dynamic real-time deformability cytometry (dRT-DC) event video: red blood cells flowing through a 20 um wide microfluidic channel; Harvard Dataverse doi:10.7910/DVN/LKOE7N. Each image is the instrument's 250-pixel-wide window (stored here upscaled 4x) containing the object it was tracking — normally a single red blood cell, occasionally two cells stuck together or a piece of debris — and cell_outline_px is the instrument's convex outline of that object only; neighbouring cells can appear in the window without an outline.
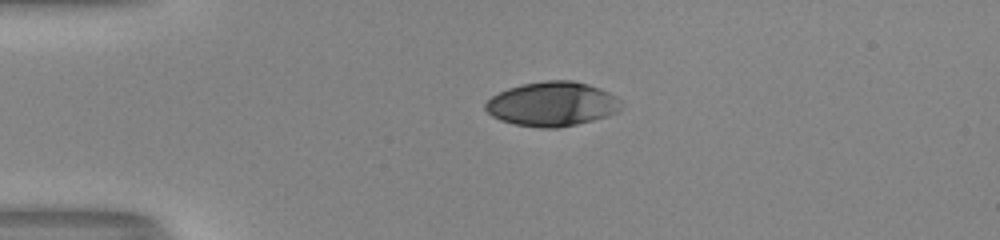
{"species": "human", "species_latin": "Homo sapiens", "temperature_condition": "room temperature", "stored_images_in_passage": 40, "camera_frame_rate_fps": 3000, "um_per_image_px": 0.085, "donor": {"sex": "male"}, "frame": {"image": 1, "passage_image": 1, "time_ms": 0.0, "image_size_px": [1000, 240], "cell_outline_px": [[624, 104], [620, 112], [608, 116], [576, 124], [556, 128], [540, 128], [516, 124], [500, 120], [492, 116], [484, 108], [484, 104], [492, 96], [508, 88], [520, 84], [544, 80], [572, 80], [588, 84], [600, 88], [616, 96]], "centroid_in_image_um": [46.97, 8.83], "position_along_channel_um": 38.0, "area_um2": 35.37}}
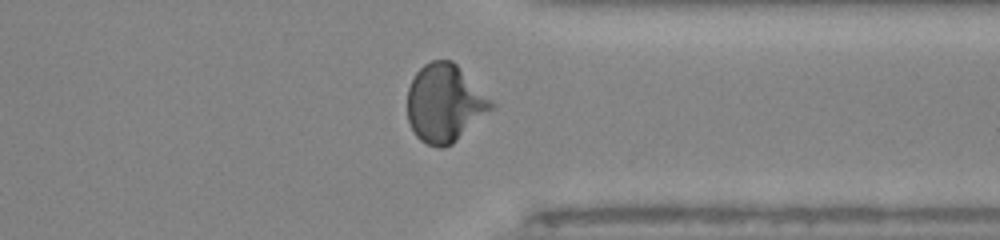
{"frame": {"image": 2, "passage_image": 29, "time_ms": 9.333, "image_size_px": [1000, 240], "cell_outline_px": [[496, 108], [452, 144], [444, 148], [436, 148], [420, 140], [416, 136], [408, 120], [408, 88], [416, 72], [424, 64], [432, 60], [452, 60], [492, 100]], "centroid_in_image_um": [37.82, 8.79], "position_along_channel_um": 373.6, "area_um2": 38.15}}
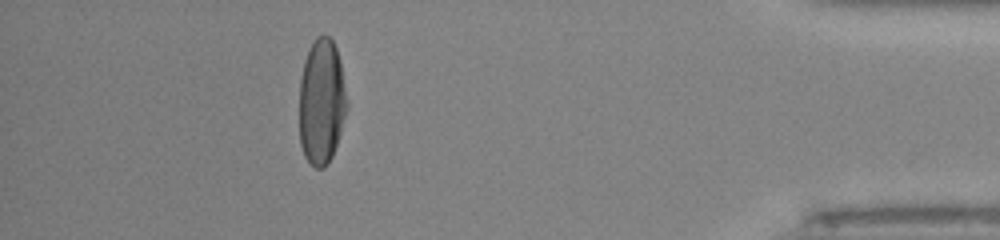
{"frame": {"image": 3, "passage_image": 35, "time_ms": 11.333, "image_size_px": [1000, 240], "cell_outline_px": [[348, 108], [332, 156], [328, 164], [324, 168], [316, 168], [304, 156], [300, 144], [300, 76], [304, 60], [316, 36], [328, 36], [332, 40], [336, 48], [340, 60], [348, 100]], "centroid_in_image_um": [27.34, 8.65], "position_along_channel_um": 407.9, "area_um2": 34.97}, "authors_computed_cell_mechanics": {"area_um2": 36.2695, "velocity_mm_per_s": 4.0826, "shape_relaxation_time_tau1_ms": 5.4483, "shape_relaxation_time_tau2_ms": 0.7784, "deformation_change_tau1": 0.2589, "deformation_change_tau2": 0.0416}}